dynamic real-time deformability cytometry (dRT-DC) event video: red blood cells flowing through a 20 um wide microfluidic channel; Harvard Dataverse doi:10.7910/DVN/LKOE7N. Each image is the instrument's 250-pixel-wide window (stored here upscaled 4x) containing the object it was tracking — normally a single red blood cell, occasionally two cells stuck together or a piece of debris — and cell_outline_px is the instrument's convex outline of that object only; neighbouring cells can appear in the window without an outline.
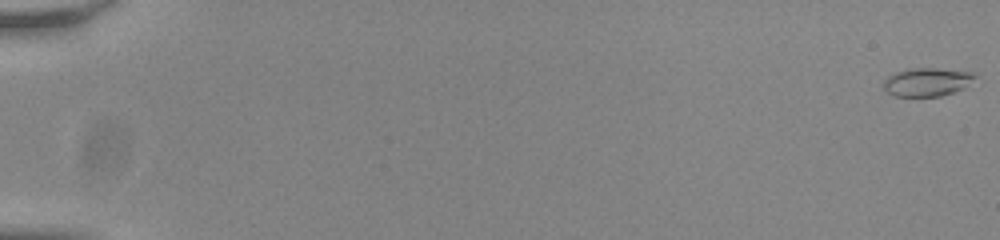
{"species": "common noctule bat (a hibernating species)", "species_latin": "Nyctalus noctula", "temperature_condition": "room temperature", "stored_images_in_passage": 56, "camera_frame_rate_fps": 3000, "um_per_image_px": 0.085, "animal": {"sex": "male", "body_mass_g": 20.0, "forearm_length_mm": 53.3}, "frame": {"image": 1, "passage_image": 1, "time_ms": 0.0, "image_size_px": [1000, 240], "cell_outline_px": [[976, 76], [964, 88], [940, 96], [892, 96], [884, 88], [884, 80], [888, 76], [896, 72], [908, 68], [936, 68], [976, 72]], "centroid_in_image_um": [78.8, 6.96], "position_along_channel_um": 6.2, "area_um2": 15.09}}
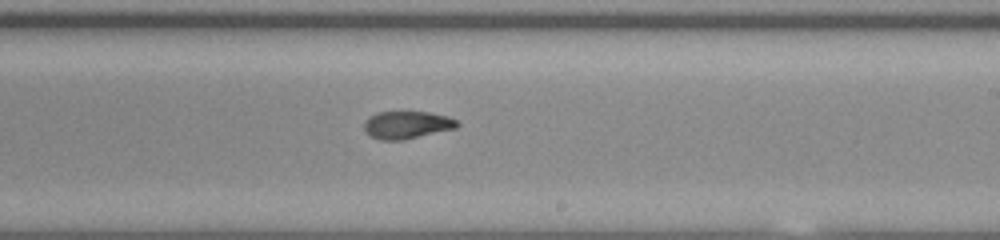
{"frame": {"image": 2, "passage_image": 36, "time_ms": 11.667, "image_size_px": [1000, 240], "cell_outline_px": [[460, 124], [456, 128], [404, 140], [380, 140], [372, 136], [364, 128], [364, 120], [368, 116], [376, 112], [428, 112], [448, 116], [456, 120]], "centroid_in_image_um": [34.58, 10.61], "position_along_channel_um": 254.4, "area_um2": 14.97}}
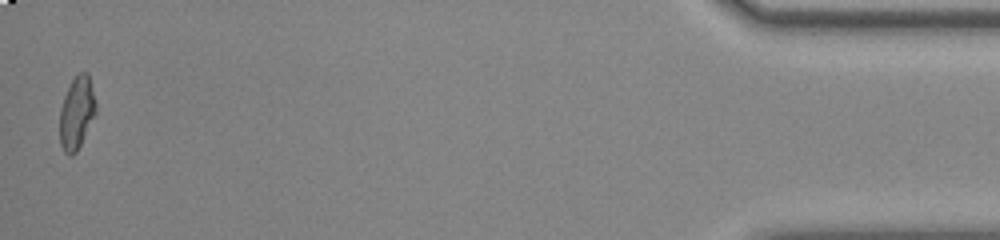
{"frame": {"image": 3, "passage_image": 56, "time_ms": 18.333, "image_size_px": [1000, 240], "cell_outline_px": [[96, 112], [76, 152], [72, 156], [68, 156], [64, 152], [60, 144], [60, 108], [64, 96], [72, 80], [80, 72], [88, 72], [96, 100]], "centroid_in_image_um": [6.52, 9.59], "position_along_channel_um": 428.7, "area_um2": 15.2}, "authors_computed_cell_mechanics": {"area_um2": 15.4037, "velocity_mm_per_s": 3.8176, "shape_relaxation_time_tau1_ms": 7.9133, "shape_relaxation_time_tau2_ms": 1.3246, "deformation_change_tau1": 0.2634, "deformation_change_tau2": 0.0606}}